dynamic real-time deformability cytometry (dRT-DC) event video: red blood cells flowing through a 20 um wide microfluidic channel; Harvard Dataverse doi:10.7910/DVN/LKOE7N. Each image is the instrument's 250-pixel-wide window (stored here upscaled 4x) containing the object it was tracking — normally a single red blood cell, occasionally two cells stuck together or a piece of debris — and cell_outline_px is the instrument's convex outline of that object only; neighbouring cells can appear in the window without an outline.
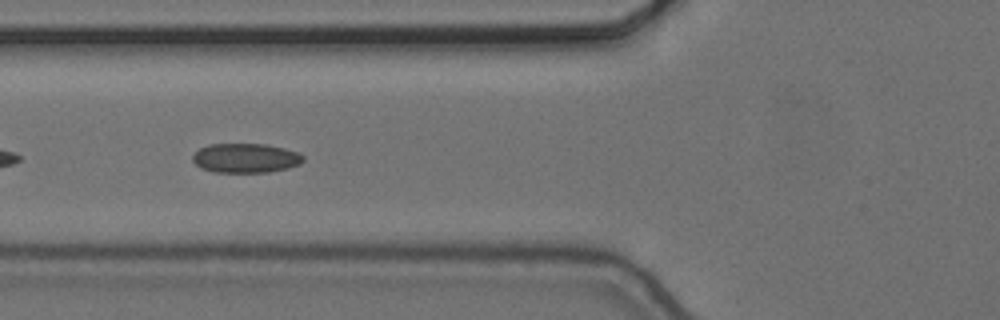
{"species": "common noctule bat (a hibernating species)", "species_latin": "Nyctalus noctula", "temperature_condition": "cold", "stored_images_in_passage": 41, "camera_frame_rate_fps": 3000, "um_per_image_px": 0.085, "animal": {"sex": "female", "body_mass_g": 24.6, "forearm_length_mm": 56.2}, "frame": {"image": 1, "passage_image": 6, "time_ms": 1.667, "image_size_px": [1000, 320], "cell_outline_px": [[304, 160], [300, 164], [288, 168], [268, 172], [212, 172], [200, 168], [192, 160], [192, 156], [200, 148], [208, 144], [268, 144], [284, 148], [296, 152], [304, 156]], "centroid_in_image_um": [20.87, 13.43], "position_along_channel_um": 104.9, "area_um2": 19.02}}
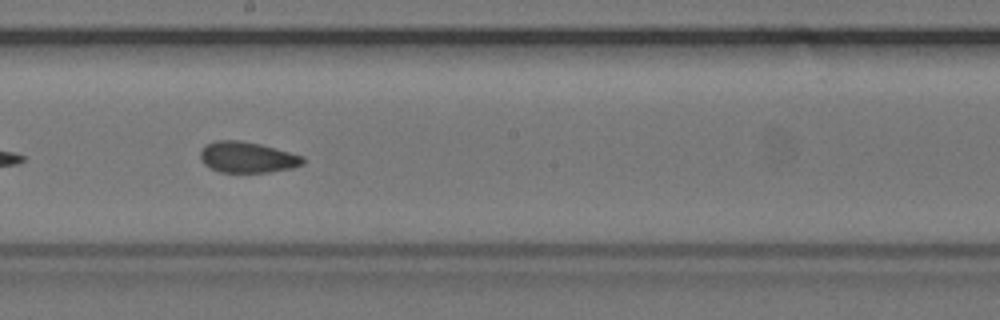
{"frame": {"image": 2, "passage_image": 16, "time_ms": 5.0, "image_size_px": [1000, 320], "cell_outline_px": [[304, 164], [292, 168], [268, 172], [220, 172], [204, 164], [200, 160], [200, 152], [204, 144], [216, 140], [240, 140], [260, 144], [304, 156]], "centroid_in_image_um": [21.0, 13.36], "position_along_channel_um": 227.2, "area_um2": 18.55}}
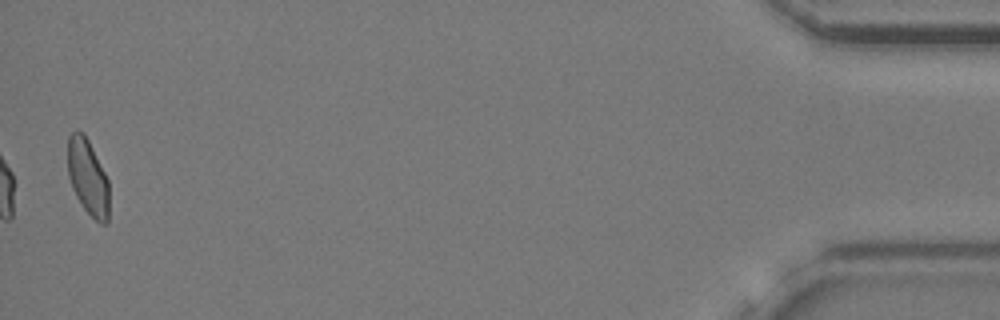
{"frame": {"image": 3, "passage_image": 40, "time_ms": 13.0, "image_size_px": [1000, 320], "cell_outline_px": [[108, 220], [104, 224], [100, 224], [84, 208], [76, 196], [72, 188], [68, 176], [68, 136], [76, 128], [84, 132], [108, 180]], "centroid_in_image_um": [7.45, 15.02], "position_along_channel_um": 427.8, "area_um2": 18.15}, "authors_computed_cell_mechanics": {"area_um2": 18.6694, "velocity_mm_per_s": 3.6494, "shape_relaxation_time_tau1_ms": null, "shape_relaxation_time_tau2_ms": 1.7606, "deformation_change_tau1": null, "deformation_change_tau2": 0.074}}